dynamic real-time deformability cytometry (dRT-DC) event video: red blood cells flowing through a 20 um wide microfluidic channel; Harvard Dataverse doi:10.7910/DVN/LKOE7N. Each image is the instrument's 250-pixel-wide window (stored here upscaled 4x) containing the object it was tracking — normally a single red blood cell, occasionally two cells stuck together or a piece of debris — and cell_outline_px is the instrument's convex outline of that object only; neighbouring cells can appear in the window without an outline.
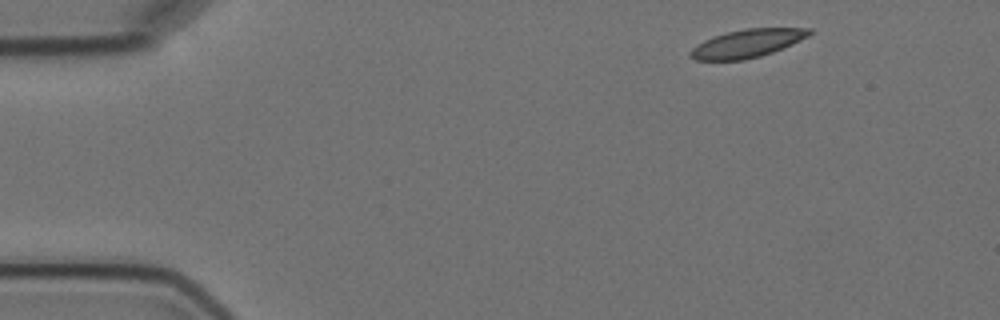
{"species": "Egyptian fruit bat (a non-hibernating species)", "species_latin": "Rousettus aegyptiacus", "temperature_condition": "cold", "stored_images_in_passage": 5, "camera_frame_rate_fps": 3000, "um_per_image_px": 0.085, "animal": {"sex": "female"}, "frame": {"image": 1, "passage_image": 1, "time_ms": 0.0, "image_size_px": [1000, 320], "cell_outline_px": [[812, 32], [808, 36], [792, 44], [772, 52], [760, 56], [744, 60], [696, 60], [688, 56], [688, 52], [696, 44], [712, 36], [744, 28], [812, 28]], "centroid_in_image_um": [63.47, 3.69], "position_along_channel_um": 21.5, "area_um2": 19.54}}
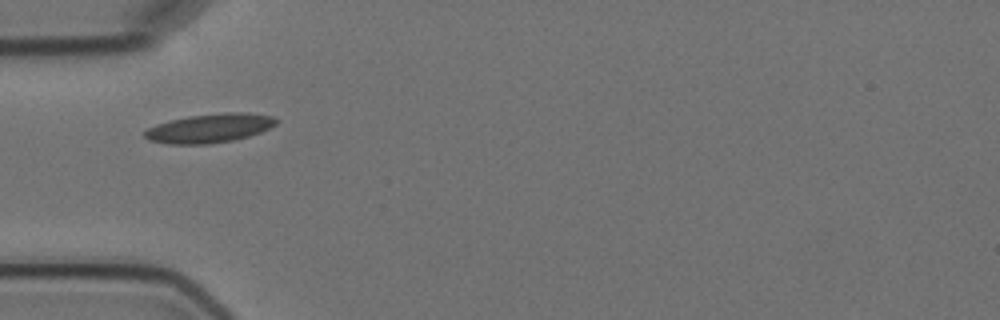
{"frame": {"image": 2, "passage_image": 4, "time_ms": 3.667, "image_size_px": [1000, 320], "cell_outline_px": [[276, 124], [260, 132], [248, 136], [232, 140], [208, 144], [168, 144], [148, 140], [144, 136], [144, 132], [148, 128], [156, 124], [168, 120], [188, 116], [224, 112], [248, 112], [272, 116], [276, 120]], "centroid_in_image_um": [17.77, 10.89], "position_along_channel_um": 67.2, "area_um2": 22.2}}
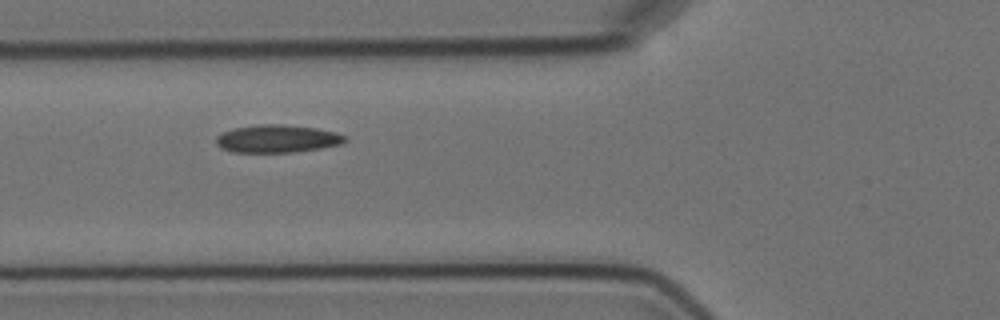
{"frame": {"image": 3, "passage_image": 5, "time_ms": 4.667, "image_size_px": [1000, 320], "cell_outline_px": [[348, 140], [344, 144], [296, 152], [232, 152], [220, 148], [216, 144], [216, 136], [224, 132], [236, 128], [256, 124], [280, 124], [316, 128], [336, 132], [348, 136]], "centroid_in_image_um": [23.61, 11.79], "position_along_channel_um": 102.2, "area_um2": 21.04}}